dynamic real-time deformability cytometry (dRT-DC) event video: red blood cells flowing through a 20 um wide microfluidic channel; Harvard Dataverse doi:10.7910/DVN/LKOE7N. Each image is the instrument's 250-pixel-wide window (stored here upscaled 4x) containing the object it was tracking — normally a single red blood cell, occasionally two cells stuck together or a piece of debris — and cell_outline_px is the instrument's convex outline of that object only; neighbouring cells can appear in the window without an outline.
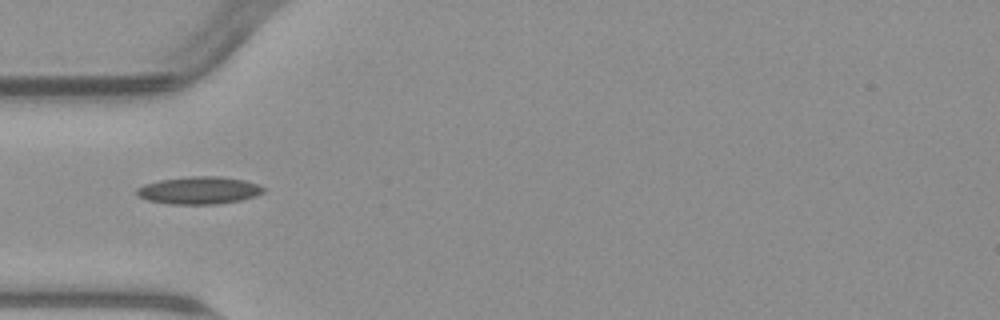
{"species": "common noctule bat (a hibernating species)", "species_latin": "Nyctalus noctula", "temperature_condition": "warm", "stored_images_in_passage": 2, "camera_frame_rate_fps": 3000, "um_per_image_px": 0.085, "animal": {"sex": "male", "body_mass_g": 23.1, "forearm_length_mm": 52.7}, "frame": {"image": 1, "passage_image": 1, "time_ms": 0.0, "image_size_px": [1000, 320], "cell_outline_px": [[264, 192], [240, 200], [220, 204], [168, 204], [148, 200], [136, 196], [136, 188], [144, 184], [160, 180], [188, 176], [220, 176], [244, 180], [256, 184], [264, 188]], "centroid_in_image_um": [16.86, 16.18], "position_along_channel_um": 68.1, "area_um2": 20.29}}
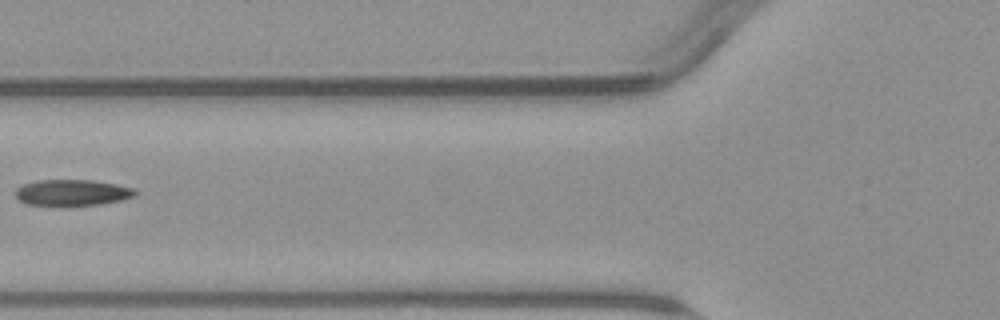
{"frame": {"image": 2, "passage_image": 2, "time_ms": 1.333, "image_size_px": [1000, 320], "cell_outline_px": [[136, 196], [120, 200], [100, 204], [28, 204], [20, 200], [16, 196], [16, 188], [24, 184], [36, 180], [92, 180], [116, 184], [132, 188], [136, 192]], "centroid_in_image_um": [6.15, 16.34], "position_along_channel_um": 119.7, "area_um2": 17.69}}